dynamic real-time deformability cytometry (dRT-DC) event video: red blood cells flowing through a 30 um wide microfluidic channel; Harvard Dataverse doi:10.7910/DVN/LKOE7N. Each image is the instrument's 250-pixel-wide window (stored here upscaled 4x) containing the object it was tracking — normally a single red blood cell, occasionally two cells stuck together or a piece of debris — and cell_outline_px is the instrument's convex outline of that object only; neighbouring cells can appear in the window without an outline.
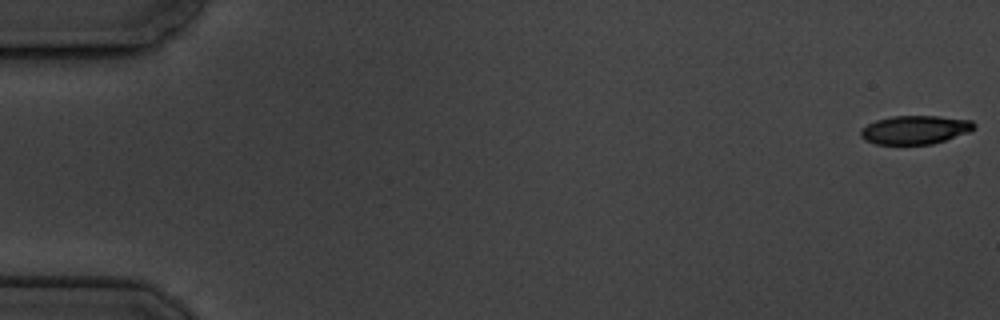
{"species": "common noctule bat (a hibernating species)", "species_latin": "Nyctalus noctula", "temperature_condition": "cold", "stored_images_in_passage": 5, "camera_frame_rate_fps": 3000, "um_per_image_px": 0.085, "animal": {"sex": "male", "body_mass_g": 19.5, "forearm_length_mm": 54.6}, "frame": {"image": 1, "passage_image": 1, "time_ms": 0.0, "image_size_px": [1000, 320], "cell_outline_px": [[976, 128], [968, 132], [932, 144], [876, 144], [864, 140], [860, 136], [860, 132], [868, 124], [876, 120], [892, 116], [940, 116], [972, 120], [976, 124]], "centroid_in_image_um": [77.79, 11.03], "position_along_channel_um": 7.2, "area_um2": 18.84}}
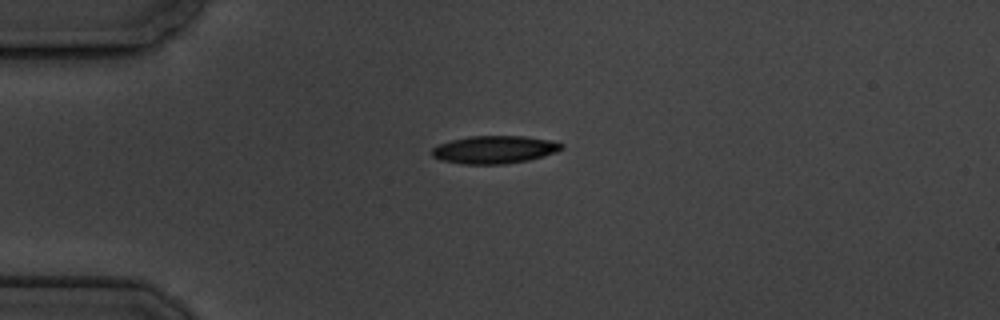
{"frame": {"image": 2, "passage_image": 4, "time_ms": 4.667, "image_size_px": [1000, 320], "cell_outline_px": [[564, 148], [556, 152], [544, 156], [528, 160], [504, 164], [464, 164], [440, 160], [432, 156], [432, 148], [440, 144], [452, 140], [472, 136], [524, 136], [548, 140], [564, 144]], "centroid_in_image_um": [42.04, 12.72], "position_along_channel_um": 43.0, "area_um2": 20.87}}